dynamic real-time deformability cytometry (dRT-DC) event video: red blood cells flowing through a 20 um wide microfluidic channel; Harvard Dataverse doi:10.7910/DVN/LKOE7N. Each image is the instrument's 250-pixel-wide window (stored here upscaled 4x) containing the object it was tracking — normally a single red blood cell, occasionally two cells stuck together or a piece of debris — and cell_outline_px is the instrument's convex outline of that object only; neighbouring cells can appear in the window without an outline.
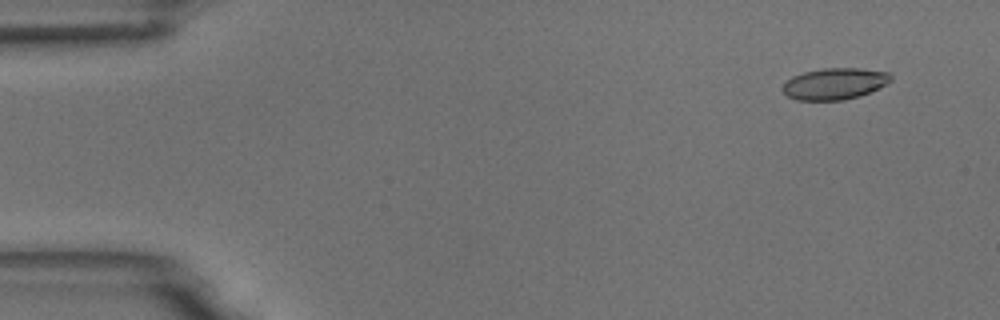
{"species": "common noctule bat (a hibernating species)", "species_latin": "Nyctalus noctula", "temperature_condition": "room temperature", "stored_images_in_passage": 54, "camera_frame_rate_fps": 3000, "um_per_image_px": 0.085, "animal": {"sex": "male", "body_mass_g": 18.8}, "frame": {"image": 1, "passage_image": 4, "time_ms": 1.0, "image_size_px": [1000, 320], "cell_outline_px": [[892, 80], [860, 96], [844, 100], [796, 100], [788, 96], [780, 88], [792, 76], [804, 72], [824, 68], [860, 68], [888, 72], [892, 76]], "centroid_in_image_um": [70.92, 7.11], "position_along_channel_um": 14.1, "area_um2": 19.71}}
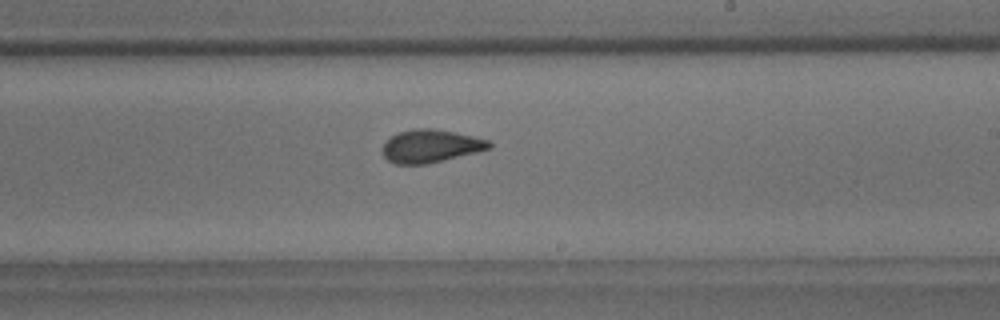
{"frame": {"image": 2, "passage_image": 32, "time_ms": 10.333, "image_size_px": [1000, 320], "cell_outline_px": [[492, 148], [428, 164], [396, 164], [388, 160], [384, 156], [384, 144], [392, 136], [400, 132], [412, 128], [432, 128], [472, 136], [488, 140], [492, 144]], "centroid_in_image_um": [36.62, 12.42], "position_along_channel_um": 252.4, "area_um2": 20.17}}
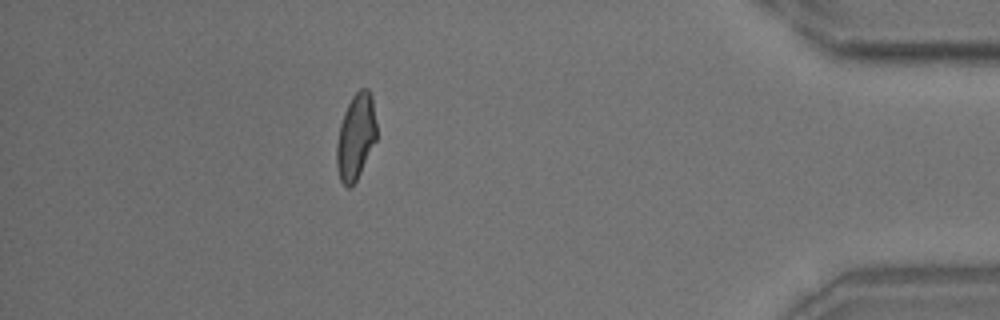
{"frame": {"image": 3, "passage_image": 48, "time_ms": 15.667, "image_size_px": [1000, 320], "cell_outline_px": [[376, 140], [356, 180], [348, 188], [340, 180], [336, 168], [336, 144], [340, 124], [344, 112], [352, 96], [360, 88], [368, 88], [372, 96], [376, 124]], "centroid_in_image_um": [30.23, 11.6], "position_along_channel_um": 405.0, "area_um2": 19.88}, "authors_computed_cell_mechanics": {"area_um2": 20.2878, "velocity_mm_per_s": 3.7398, "shape_relaxation_time_tau1_ms": 7.3514, "shape_relaxation_time_tau2_ms": 1.4734, "deformation_change_tau1": 0.1729, "deformation_change_tau2": 0.074}}